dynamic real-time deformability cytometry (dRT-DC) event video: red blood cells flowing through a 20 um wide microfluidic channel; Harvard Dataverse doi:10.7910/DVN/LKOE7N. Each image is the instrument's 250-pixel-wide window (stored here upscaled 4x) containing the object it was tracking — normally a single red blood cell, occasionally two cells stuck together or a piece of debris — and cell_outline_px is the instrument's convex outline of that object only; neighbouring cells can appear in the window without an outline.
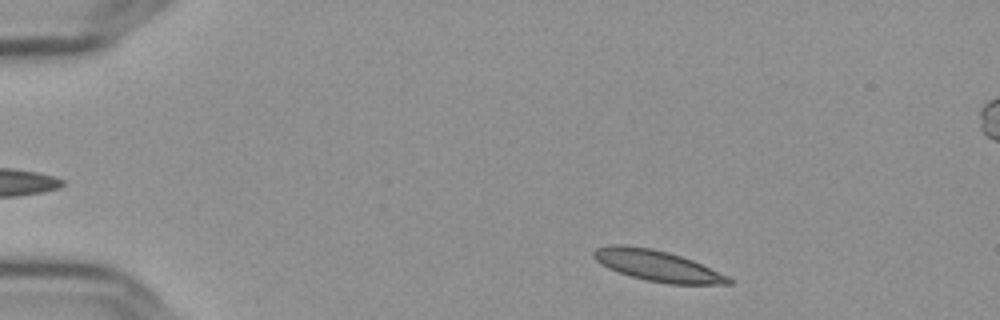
{"species": "Egyptian fruit bat (a non-hibernating species)", "species_latin": "Rousettus aegyptiacus", "temperature_condition": "cold", "stored_images_in_passage": 50, "camera_frame_rate_fps": 3000, "um_per_image_px": 0.085, "frame": {"image": 1, "passage_image": 3, "time_ms": 0.667, "image_size_px": [1000, 320], "cell_outline_px": [[732, 284], [668, 284], [644, 280], [608, 268], [600, 264], [592, 256], [592, 252], [596, 248], [612, 244], [624, 244], [652, 248], [668, 252], [692, 260], [728, 276], [732, 280]], "centroid_in_image_um": [55.83, 22.58], "position_along_channel_um": 29.2, "area_um2": 24.28}}
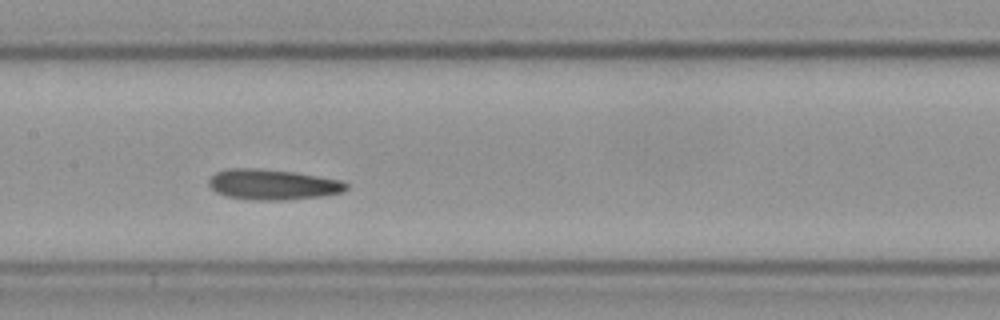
{"frame": {"image": 2, "passage_image": 22, "time_ms": 7.0, "image_size_px": [1000, 320], "cell_outline_px": [[348, 188], [340, 192], [324, 196], [288, 200], [252, 200], [228, 196], [216, 192], [208, 184], [208, 180], [216, 172], [228, 168], [256, 168], [292, 172], [340, 180], [348, 184]], "centroid_in_image_um": [23.16, 15.69], "position_along_channel_um": 184.2, "area_um2": 24.28}}
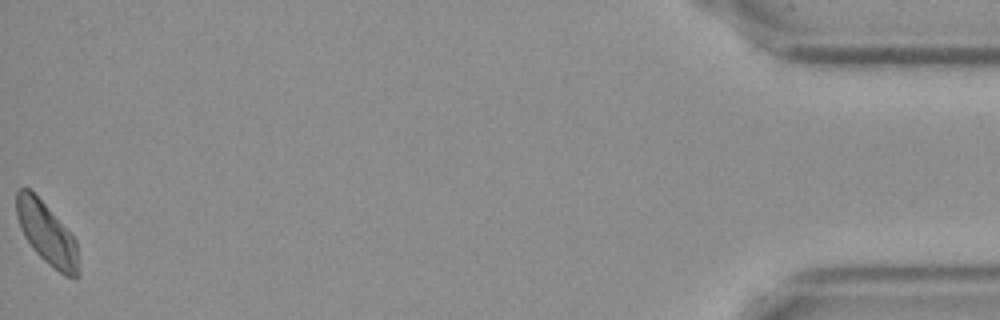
{"frame": {"image": 3, "passage_image": 50, "time_ms": 16.333, "image_size_px": [1000, 320], "cell_outline_px": [[80, 276], [64, 276], [48, 264], [32, 248], [24, 236], [20, 228], [16, 216], [16, 192], [20, 188], [28, 188], [44, 204], [76, 240], [80, 272]], "centroid_in_image_um": [3.97, 19.89], "position_along_channel_um": 431.2, "area_um2": 22.08}, "authors_computed_cell_mechanics": {"area_um2": 23.9581, "velocity_mm_per_s": 3.6027, "shape_relaxation_time_tau1_ms": 7.1553, "shape_relaxation_time_tau2_ms": 2.3394, "deformation_change_tau1": 0.137, "deformation_change_tau2": 0.0707}}